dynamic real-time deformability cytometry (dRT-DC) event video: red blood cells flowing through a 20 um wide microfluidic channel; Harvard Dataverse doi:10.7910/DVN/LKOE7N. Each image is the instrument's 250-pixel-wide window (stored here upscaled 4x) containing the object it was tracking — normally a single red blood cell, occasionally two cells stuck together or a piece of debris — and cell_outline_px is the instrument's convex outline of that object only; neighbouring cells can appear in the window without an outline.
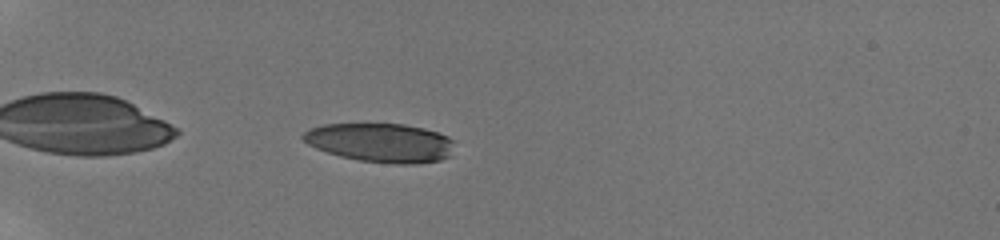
{"species": "human", "species_latin": "Homo sapiens", "temperature_condition": "room temperature", "stored_images_in_passage": 10, "camera_frame_rate_fps": 3000, "um_per_image_px": 0.085, "donor": {"sex": "male"}, "frame": {"image": 1, "passage_image": 7, "time_ms": 1.333, "image_size_px": [1000, 240], "cell_outline_px": [[452, 156], [440, 160], [416, 164], [396, 164], [360, 160], [340, 156], [316, 148], [308, 144], [300, 136], [304, 132], [312, 128], [324, 124], [404, 124], [424, 128], [448, 136], [452, 140]], "centroid_in_image_um": [32.37, 12.13], "position_along_channel_um": 52.6, "area_um2": 34.28}}